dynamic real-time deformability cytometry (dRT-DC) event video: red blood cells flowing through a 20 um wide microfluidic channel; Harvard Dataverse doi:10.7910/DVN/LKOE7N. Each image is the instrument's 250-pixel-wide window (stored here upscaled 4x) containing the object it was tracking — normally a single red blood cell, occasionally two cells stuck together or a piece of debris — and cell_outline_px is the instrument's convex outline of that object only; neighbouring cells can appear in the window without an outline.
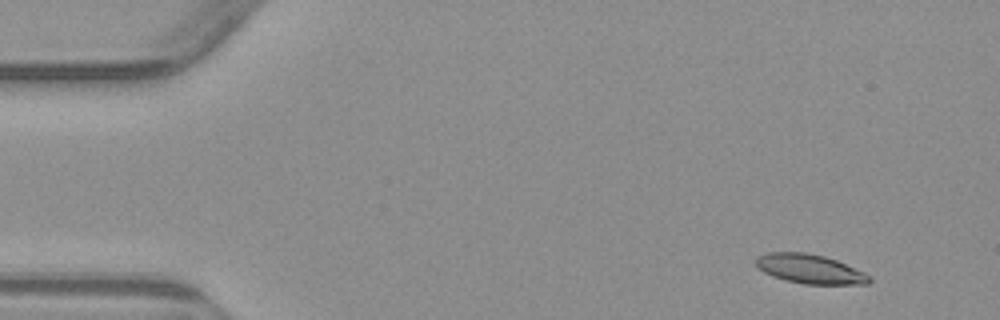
{"species": "common noctule bat (a hibernating species)", "species_latin": "Nyctalus noctula", "temperature_condition": "warm", "stored_images_in_passage": 3, "camera_frame_rate_fps": 3000, "um_per_image_px": 0.085, "animal": {"sex": "male", "body_mass_g": 23.1, "forearm_length_mm": 52.7}, "frame": {"image": 1, "passage_image": 1, "time_ms": 0.0, "image_size_px": [1000, 320], "cell_outline_px": [[872, 280], [868, 284], [804, 284], [784, 280], [772, 276], [756, 268], [752, 260], [756, 256], [768, 252], [804, 252], [824, 256], [836, 260], [864, 272], [872, 276]], "centroid_in_image_um": [68.78, 22.86], "position_along_channel_um": 16.2, "area_um2": 19.65}}
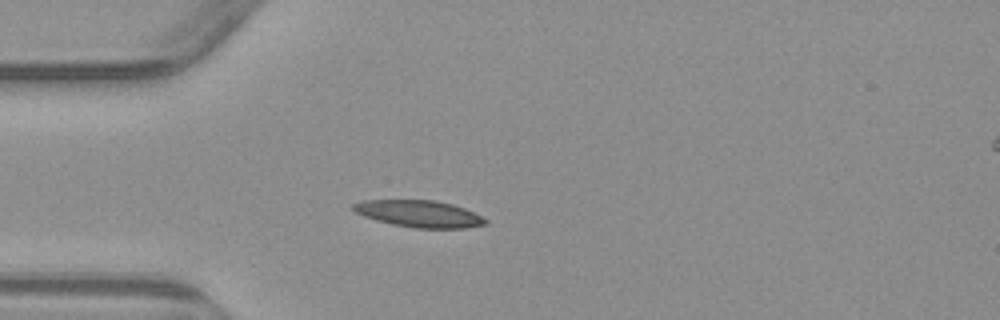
{"frame": {"image": 2, "passage_image": 3, "time_ms": 3.333, "image_size_px": [1000, 320], "cell_outline_px": [[488, 224], [464, 228], [416, 228], [392, 224], [376, 220], [364, 216], [356, 212], [352, 208], [352, 204], [364, 200], [436, 200], [452, 204], [464, 208], [488, 220]], "centroid_in_image_um": [35.63, 18.17], "position_along_channel_um": 49.4, "area_um2": 20.58}}